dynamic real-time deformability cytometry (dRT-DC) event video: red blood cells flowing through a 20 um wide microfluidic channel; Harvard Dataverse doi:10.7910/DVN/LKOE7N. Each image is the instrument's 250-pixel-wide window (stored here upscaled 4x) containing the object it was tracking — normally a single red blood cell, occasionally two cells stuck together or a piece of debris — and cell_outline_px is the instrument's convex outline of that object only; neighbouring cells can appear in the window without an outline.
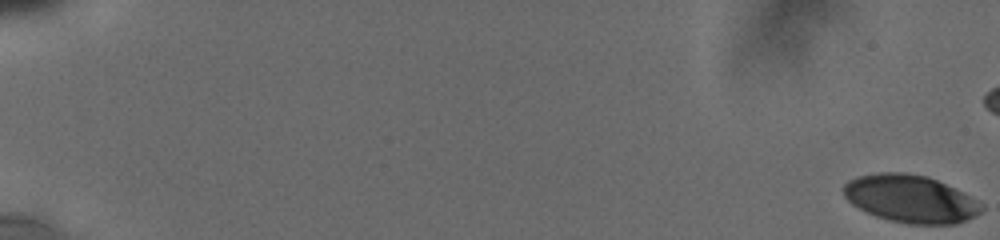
{"species": "human", "species_latin": "Homo sapiens", "temperature_condition": "cold", "stored_images_in_passage": 12, "camera_frame_rate_fps": 3000, "um_per_image_px": 0.085, "donor": {"sex": "male"}, "frame": {"image": 1, "passage_image": 1, "time_ms": 0.0, "image_size_px": [1000, 240], "cell_outline_px": [[984, 208], [980, 212], [956, 224], [908, 224], [888, 220], [876, 216], [852, 204], [844, 196], [844, 184], [848, 180], [856, 176], [880, 172], [904, 172], [928, 176], [964, 192], [984, 204]], "centroid_in_image_um": [77.4, 16.88], "position_along_channel_um": 7.6, "area_um2": 38.32}}